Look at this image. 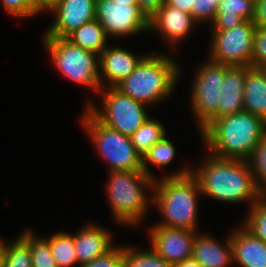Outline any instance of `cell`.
Wrapping results in <instances>:
<instances>
[{
  "mask_svg": "<svg viewBox=\"0 0 266 267\" xmlns=\"http://www.w3.org/2000/svg\"><path fill=\"white\" fill-rule=\"evenodd\" d=\"M205 153L199 165H191V174L197 179L202 196L231 204L245 202L248 209L263 196L247 160Z\"/></svg>",
  "mask_w": 266,
  "mask_h": 267,
  "instance_id": "6da1fadb",
  "label": "cell"
},
{
  "mask_svg": "<svg viewBox=\"0 0 266 267\" xmlns=\"http://www.w3.org/2000/svg\"><path fill=\"white\" fill-rule=\"evenodd\" d=\"M169 173L158 176L154 182L152 204L162 218L154 225L199 232L198 202L202 194L197 179L191 174L190 164L185 162L174 173Z\"/></svg>",
  "mask_w": 266,
  "mask_h": 267,
  "instance_id": "7a4b0ae2",
  "label": "cell"
},
{
  "mask_svg": "<svg viewBox=\"0 0 266 267\" xmlns=\"http://www.w3.org/2000/svg\"><path fill=\"white\" fill-rule=\"evenodd\" d=\"M266 134V122L245 110L212 119L199 131L205 149L214 156L247 160Z\"/></svg>",
  "mask_w": 266,
  "mask_h": 267,
  "instance_id": "3957f363",
  "label": "cell"
},
{
  "mask_svg": "<svg viewBox=\"0 0 266 267\" xmlns=\"http://www.w3.org/2000/svg\"><path fill=\"white\" fill-rule=\"evenodd\" d=\"M169 53L155 50L146 53L135 70L115 88L150 108L172 97L184 68L176 62V53Z\"/></svg>",
  "mask_w": 266,
  "mask_h": 267,
  "instance_id": "277c9868",
  "label": "cell"
},
{
  "mask_svg": "<svg viewBox=\"0 0 266 267\" xmlns=\"http://www.w3.org/2000/svg\"><path fill=\"white\" fill-rule=\"evenodd\" d=\"M105 194L115 223L139 227L153 202L155 179L144 171L106 172ZM149 209V210H148Z\"/></svg>",
  "mask_w": 266,
  "mask_h": 267,
  "instance_id": "5b68a950",
  "label": "cell"
},
{
  "mask_svg": "<svg viewBox=\"0 0 266 267\" xmlns=\"http://www.w3.org/2000/svg\"><path fill=\"white\" fill-rule=\"evenodd\" d=\"M79 124L94 145L97 155L109 171H143V158L134 149L129 136L99 122L85 107Z\"/></svg>",
  "mask_w": 266,
  "mask_h": 267,
  "instance_id": "8992f818",
  "label": "cell"
},
{
  "mask_svg": "<svg viewBox=\"0 0 266 267\" xmlns=\"http://www.w3.org/2000/svg\"><path fill=\"white\" fill-rule=\"evenodd\" d=\"M51 64L68 81L98 92L100 82L99 55L72 44L66 38L42 37Z\"/></svg>",
  "mask_w": 266,
  "mask_h": 267,
  "instance_id": "52a82bcc",
  "label": "cell"
},
{
  "mask_svg": "<svg viewBox=\"0 0 266 267\" xmlns=\"http://www.w3.org/2000/svg\"><path fill=\"white\" fill-rule=\"evenodd\" d=\"M98 94L101 106L87 98L84 107L99 122L123 135L130 137L150 117V107L122 94L115 87L102 88Z\"/></svg>",
  "mask_w": 266,
  "mask_h": 267,
  "instance_id": "ba28073f",
  "label": "cell"
},
{
  "mask_svg": "<svg viewBox=\"0 0 266 267\" xmlns=\"http://www.w3.org/2000/svg\"><path fill=\"white\" fill-rule=\"evenodd\" d=\"M204 62L194 72L189 95L198 132L212 119L218 118V103L224 84V64L209 59Z\"/></svg>",
  "mask_w": 266,
  "mask_h": 267,
  "instance_id": "9c48e42d",
  "label": "cell"
},
{
  "mask_svg": "<svg viewBox=\"0 0 266 267\" xmlns=\"http://www.w3.org/2000/svg\"><path fill=\"white\" fill-rule=\"evenodd\" d=\"M256 28L253 21H244L232 29L212 30L208 59L228 66L252 67Z\"/></svg>",
  "mask_w": 266,
  "mask_h": 267,
  "instance_id": "30bf717a",
  "label": "cell"
},
{
  "mask_svg": "<svg viewBox=\"0 0 266 267\" xmlns=\"http://www.w3.org/2000/svg\"><path fill=\"white\" fill-rule=\"evenodd\" d=\"M96 20L105 29L109 39L149 33V19L137 3L96 0Z\"/></svg>",
  "mask_w": 266,
  "mask_h": 267,
  "instance_id": "8fae6325",
  "label": "cell"
},
{
  "mask_svg": "<svg viewBox=\"0 0 266 267\" xmlns=\"http://www.w3.org/2000/svg\"><path fill=\"white\" fill-rule=\"evenodd\" d=\"M199 25L189 13L168 5L163 6L149 19V33L158 34L161 41L169 47V52L177 53L178 46L194 32Z\"/></svg>",
  "mask_w": 266,
  "mask_h": 267,
  "instance_id": "7c38bea8",
  "label": "cell"
},
{
  "mask_svg": "<svg viewBox=\"0 0 266 267\" xmlns=\"http://www.w3.org/2000/svg\"><path fill=\"white\" fill-rule=\"evenodd\" d=\"M148 228L151 248L171 266L192 258L193 243L198 231L159 225Z\"/></svg>",
  "mask_w": 266,
  "mask_h": 267,
  "instance_id": "4fadbf2b",
  "label": "cell"
},
{
  "mask_svg": "<svg viewBox=\"0 0 266 267\" xmlns=\"http://www.w3.org/2000/svg\"><path fill=\"white\" fill-rule=\"evenodd\" d=\"M48 12L55 20L43 37L66 38L74 30L96 19V0H58Z\"/></svg>",
  "mask_w": 266,
  "mask_h": 267,
  "instance_id": "5bb4252c",
  "label": "cell"
},
{
  "mask_svg": "<svg viewBox=\"0 0 266 267\" xmlns=\"http://www.w3.org/2000/svg\"><path fill=\"white\" fill-rule=\"evenodd\" d=\"M122 45H108L99 55L102 88L115 87L135 70L138 63L146 55L135 54L124 47L121 48Z\"/></svg>",
  "mask_w": 266,
  "mask_h": 267,
  "instance_id": "9a60e30c",
  "label": "cell"
},
{
  "mask_svg": "<svg viewBox=\"0 0 266 267\" xmlns=\"http://www.w3.org/2000/svg\"><path fill=\"white\" fill-rule=\"evenodd\" d=\"M84 224L74 233L75 254L79 266L106 254L116 245L110 229L90 221Z\"/></svg>",
  "mask_w": 266,
  "mask_h": 267,
  "instance_id": "2e32d148",
  "label": "cell"
},
{
  "mask_svg": "<svg viewBox=\"0 0 266 267\" xmlns=\"http://www.w3.org/2000/svg\"><path fill=\"white\" fill-rule=\"evenodd\" d=\"M230 231L234 262L240 267H266V243L242 223Z\"/></svg>",
  "mask_w": 266,
  "mask_h": 267,
  "instance_id": "e0dca14e",
  "label": "cell"
},
{
  "mask_svg": "<svg viewBox=\"0 0 266 267\" xmlns=\"http://www.w3.org/2000/svg\"><path fill=\"white\" fill-rule=\"evenodd\" d=\"M221 242L208 233L197 232L192 258L203 267H230L233 264L230 232Z\"/></svg>",
  "mask_w": 266,
  "mask_h": 267,
  "instance_id": "ac0fdd59",
  "label": "cell"
},
{
  "mask_svg": "<svg viewBox=\"0 0 266 267\" xmlns=\"http://www.w3.org/2000/svg\"><path fill=\"white\" fill-rule=\"evenodd\" d=\"M245 66L224 65V84L218 103V118L244 110Z\"/></svg>",
  "mask_w": 266,
  "mask_h": 267,
  "instance_id": "d6986e66",
  "label": "cell"
},
{
  "mask_svg": "<svg viewBox=\"0 0 266 267\" xmlns=\"http://www.w3.org/2000/svg\"><path fill=\"white\" fill-rule=\"evenodd\" d=\"M244 110L266 122V72L263 68L246 67Z\"/></svg>",
  "mask_w": 266,
  "mask_h": 267,
  "instance_id": "ffe728a7",
  "label": "cell"
},
{
  "mask_svg": "<svg viewBox=\"0 0 266 267\" xmlns=\"http://www.w3.org/2000/svg\"><path fill=\"white\" fill-rule=\"evenodd\" d=\"M66 39L72 44L98 55L108 46L107 42L109 41L105 29L96 19L74 30Z\"/></svg>",
  "mask_w": 266,
  "mask_h": 267,
  "instance_id": "44dd1931",
  "label": "cell"
},
{
  "mask_svg": "<svg viewBox=\"0 0 266 267\" xmlns=\"http://www.w3.org/2000/svg\"><path fill=\"white\" fill-rule=\"evenodd\" d=\"M167 129L163 122L158 119L149 117L142 126L130 136L134 149L142 156L157 142L161 141L165 136Z\"/></svg>",
  "mask_w": 266,
  "mask_h": 267,
  "instance_id": "7402d4cb",
  "label": "cell"
},
{
  "mask_svg": "<svg viewBox=\"0 0 266 267\" xmlns=\"http://www.w3.org/2000/svg\"><path fill=\"white\" fill-rule=\"evenodd\" d=\"M176 147L168 136L153 145L143 157V171L153 179H157L155 173L149 167L162 168L170 165L176 158Z\"/></svg>",
  "mask_w": 266,
  "mask_h": 267,
  "instance_id": "603a6c76",
  "label": "cell"
},
{
  "mask_svg": "<svg viewBox=\"0 0 266 267\" xmlns=\"http://www.w3.org/2000/svg\"><path fill=\"white\" fill-rule=\"evenodd\" d=\"M49 245L58 267H79L75 254L74 233L60 230L49 236Z\"/></svg>",
  "mask_w": 266,
  "mask_h": 267,
  "instance_id": "cb8c5ba5",
  "label": "cell"
},
{
  "mask_svg": "<svg viewBox=\"0 0 266 267\" xmlns=\"http://www.w3.org/2000/svg\"><path fill=\"white\" fill-rule=\"evenodd\" d=\"M0 239L3 252V267H32L29 244L18 234L16 238Z\"/></svg>",
  "mask_w": 266,
  "mask_h": 267,
  "instance_id": "d4e9b609",
  "label": "cell"
},
{
  "mask_svg": "<svg viewBox=\"0 0 266 267\" xmlns=\"http://www.w3.org/2000/svg\"><path fill=\"white\" fill-rule=\"evenodd\" d=\"M20 236L30 246L32 267H58L50 250L49 236H37L29 227L22 230Z\"/></svg>",
  "mask_w": 266,
  "mask_h": 267,
  "instance_id": "484cf974",
  "label": "cell"
},
{
  "mask_svg": "<svg viewBox=\"0 0 266 267\" xmlns=\"http://www.w3.org/2000/svg\"><path fill=\"white\" fill-rule=\"evenodd\" d=\"M124 245L123 267H172L151 246L148 249Z\"/></svg>",
  "mask_w": 266,
  "mask_h": 267,
  "instance_id": "4316f807",
  "label": "cell"
},
{
  "mask_svg": "<svg viewBox=\"0 0 266 267\" xmlns=\"http://www.w3.org/2000/svg\"><path fill=\"white\" fill-rule=\"evenodd\" d=\"M247 162L256 186L266 195V134L258 141Z\"/></svg>",
  "mask_w": 266,
  "mask_h": 267,
  "instance_id": "83f0119b",
  "label": "cell"
},
{
  "mask_svg": "<svg viewBox=\"0 0 266 267\" xmlns=\"http://www.w3.org/2000/svg\"><path fill=\"white\" fill-rule=\"evenodd\" d=\"M247 211L241 223L266 243V195H263Z\"/></svg>",
  "mask_w": 266,
  "mask_h": 267,
  "instance_id": "f1b7e54d",
  "label": "cell"
},
{
  "mask_svg": "<svg viewBox=\"0 0 266 267\" xmlns=\"http://www.w3.org/2000/svg\"><path fill=\"white\" fill-rule=\"evenodd\" d=\"M255 3L252 0H222L216 9V16L242 17L252 21Z\"/></svg>",
  "mask_w": 266,
  "mask_h": 267,
  "instance_id": "f546056e",
  "label": "cell"
},
{
  "mask_svg": "<svg viewBox=\"0 0 266 267\" xmlns=\"http://www.w3.org/2000/svg\"><path fill=\"white\" fill-rule=\"evenodd\" d=\"M0 2L4 11L15 18H32L40 14L31 0H1Z\"/></svg>",
  "mask_w": 266,
  "mask_h": 267,
  "instance_id": "4dcf8cb0",
  "label": "cell"
},
{
  "mask_svg": "<svg viewBox=\"0 0 266 267\" xmlns=\"http://www.w3.org/2000/svg\"><path fill=\"white\" fill-rule=\"evenodd\" d=\"M124 244L115 245L106 254L95 258L93 261L79 267H123Z\"/></svg>",
  "mask_w": 266,
  "mask_h": 267,
  "instance_id": "1f68e13d",
  "label": "cell"
},
{
  "mask_svg": "<svg viewBox=\"0 0 266 267\" xmlns=\"http://www.w3.org/2000/svg\"><path fill=\"white\" fill-rule=\"evenodd\" d=\"M217 6L212 0H194L191 16L198 24L211 25L216 17Z\"/></svg>",
  "mask_w": 266,
  "mask_h": 267,
  "instance_id": "d6a6232c",
  "label": "cell"
},
{
  "mask_svg": "<svg viewBox=\"0 0 266 267\" xmlns=\"http://www.w3.org/2000/svg\"><path fill=\"white\" fill-rule=\"evenodd\" d=\"M266 66V29L256 28L253 38L252 68Z\"/></svg>",
  "mask_w": 266,
  "mask_h": 267,
  "instance_id": "836d02e7",
  "label": "cell"
},
{
  "mask_svg": "<svg viewBox=\"0 0 266 267\" xmlns=\"http://www.w3.org/2000/svg\"><path fill=\"white\" fill-rule=\"evenodd\" d=\"M245 20L242 17L216 16L210 25V30H228L241 25Z\"/></svg>",
  "mask_w": 266,
  "mask_h": 267,
  "instance_id": "e575fe53",
  "label": "cell"
},
{
  "mask_svg": "<svg viewBox=\"0 0 266 267\" xmlns=\"http://www.w3.org/2000/svg\"><path fill=\"white\" fill-rule=\"evenodd\" d=\"M166 0H137V5L148 19L163 6Z\"/></svg>",
  "mask_w": 266,
  "mask_h": 267,
  "instance_id": "d590c367",
  "label": "cell"
},
{
  "mask_svg": "<svg viewBox=\"0 0 266 267\" xmlns=\"http://www.w3.org/2000/svg\"><path fill=\"white\" fill-rule=\"evenodd\" d=\"M252 21L257 28L266 29V0H259L255 3Z\"/></svg>",
  "mask_w": 266,
  "mask_h": 267,
  "instance_id": "8d00e7d4",
  "label": "cell"
},
{
  "mask_svg": "<svg viewBox=\"0 0 266 267\" xmlns=\"http://www.w3.org/2000/svg\"><path fill=\"white\" fill-rule=\"evenodd\" d=\"M166 3L189 14H191V8L194 7V0H166Z\"/></svg>",
  "mask_w": 266,
  "mask_h": 267,
  "instance_id": "74e56055",
  "label": "cell"
},
{
  "mask_svg": "<svg viewBox=\"0 0 266 267\" xmlns=\"http://www.w3.org/2000/svg\"><path fill=\"white\" fill-rule=\"evenodd\" d=\"M34 8L40 13H45L49 11L58 0H31Z\"/></svg>",
  "mask_w": 266,
  "mask_h": 267,
  "instance_id": "f35d334b",
  "label": "cell"
},
{
  "mask_svg": "<svg viewBox=\"0 0 266 267\" xmlns=\"http://www.w3.org/2000/svg\"><path fill=\"white\" fill-rule=\"evenodd\" d=\"M172 267H203L198 261L193 258L175 263Z\"/></svg>",
  "mask_w": 266,
  "mask_h": 267,
  "instance_id": "ab89813d",
  "label": "cell"
},
{
  "mask_svg": "<svg viewBox=\"0 0 266 267\" xmlns=\"http://www.w3.org/2000/svg\"><path fill=\"white\" fill-rule=\"evenodd\" d=\"M114 1L122 3H137V0H114Z\"/></svg>",
  "mask_w": 266,
  "mask_h": 267,
  "instance_id": "60d3db41",
  "label": "cell"
},
{
  "mask_svg": "<svg viewBox=\"0 0 266 267\" xmlns=\"http://www.w3.org/2000/svg\"><path fill=\"white\" fill-rule=\"evenodd\" d=\"M0 267H3V252L1 249V242H0Z\"/></svg>",
  "mask_w": 266,
  "mask_h": 267,
  "instance_id": "b9f144b4",
  "label": "cell"
},
{
  "mask_svg": "<svg viewBox=\"0 0 266 267\" xmlns=\"http://www.w3.org/2000/svg\"><path fill=\"white\" fill-rule=\"evenodd\" d=\"M213 4H215L216 6H218V4L222 1V0H212Z\"/></svg>",
  "mask_w": 266,
  "mask_h": 267,
  "instance_id": "7bdbcfd3",
  "label": "cell"
}]
</instances>
